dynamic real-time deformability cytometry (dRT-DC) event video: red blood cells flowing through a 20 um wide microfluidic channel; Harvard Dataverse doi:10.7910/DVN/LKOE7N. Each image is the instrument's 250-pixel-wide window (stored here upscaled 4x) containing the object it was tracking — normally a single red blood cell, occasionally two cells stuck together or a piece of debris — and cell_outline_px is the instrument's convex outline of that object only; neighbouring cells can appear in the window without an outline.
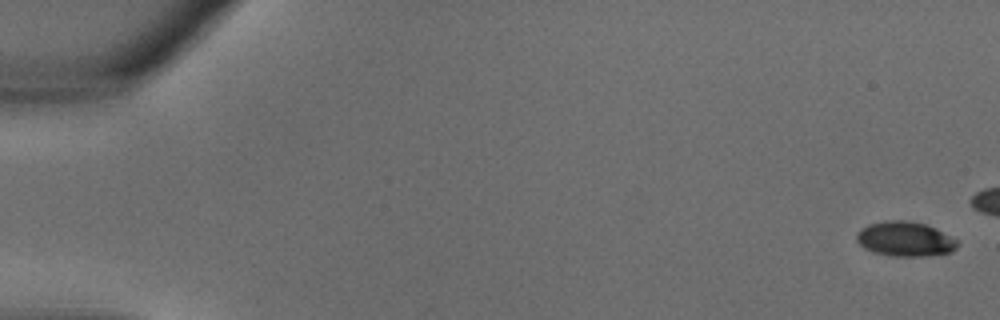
{"species": "common noctule bat (a hibernating species)", "species_latin": "Nyctalus noctula", "temperature_condition": "warm", "stored_images_in_passage": 27, "camera_frame_rate_fps": 3000, "um_per_image_px": 0.085, "animal": {"sex": "male", "body_mass_g": 18.8}, "frame": {"image": 1, "passage_image": 1, "time_ms": 0.0, "image_size_px": [1000, 320], "cell_outline_px": [[960, 244], [952, 252], [924, 256], [892, 256], [872, 252], [864, 248], [856, 240], [856, 232], [860, 228], [868, 224], [884, 220], [904, 220], [924, 224], [936, 228], [956, 240]], "centroid_in_image_um": [76.9, 20.31], "position_along_channel_um": 8.1, "area_um2": 20.52}}
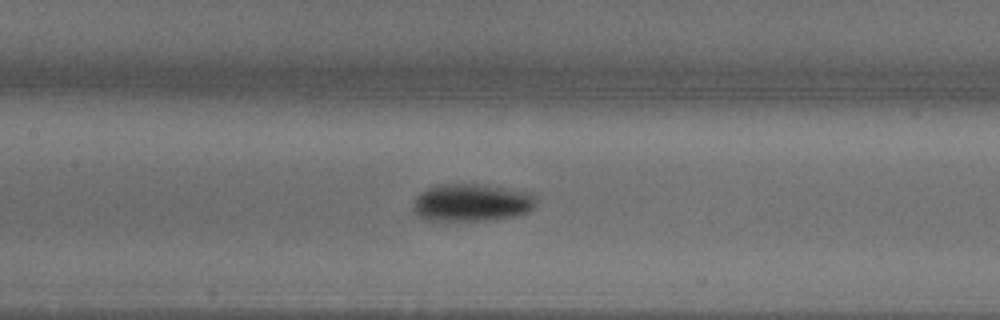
{"frame": {"image": 2, "passage_image": 17, "time_ms": 5.333, "image_size_px": [1000, 320], "cell_outline_px": [[536, 204], [528, 212], [516, 216], [488, 220], [444, 224], [424, 220], [412, 208], [416, 196], [420, 192], [436, 184], [484, 184], [532, 192], [536, 196]], "centroid_in_image_um": [40.06, 17.26], "position_along_channel_um": 167.3, "area_um2": 28.09}}
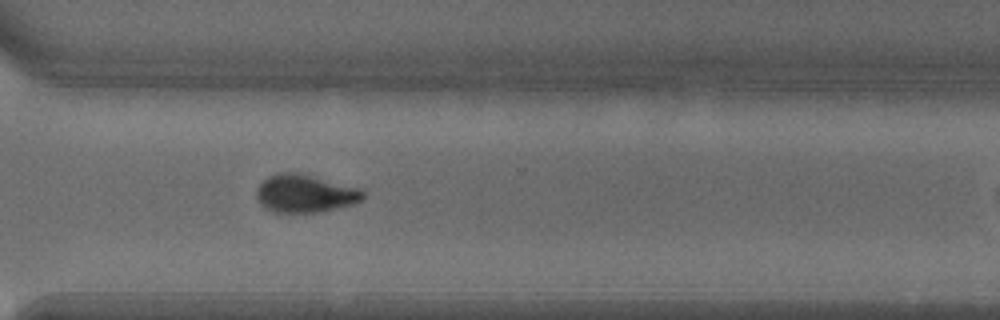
{"frame": {"image": 3, "passage_image": 26, "time_ms": 8.333, "image_size_px": [1000, 320], "cell_outline_px": [[364, 200], [352, 204], [320, 212], [292, 216], [288, 216], [272, 212], [264, 208], [260, 204], [256, 196], [256, 188], [268, 176], [280, 172], [296, 172], [360, 188], [364, 192]], "centroid_in_image_um": [25.88, 16.51], "position_along_channel_um": 344.7, "area_um2": 24.28}}